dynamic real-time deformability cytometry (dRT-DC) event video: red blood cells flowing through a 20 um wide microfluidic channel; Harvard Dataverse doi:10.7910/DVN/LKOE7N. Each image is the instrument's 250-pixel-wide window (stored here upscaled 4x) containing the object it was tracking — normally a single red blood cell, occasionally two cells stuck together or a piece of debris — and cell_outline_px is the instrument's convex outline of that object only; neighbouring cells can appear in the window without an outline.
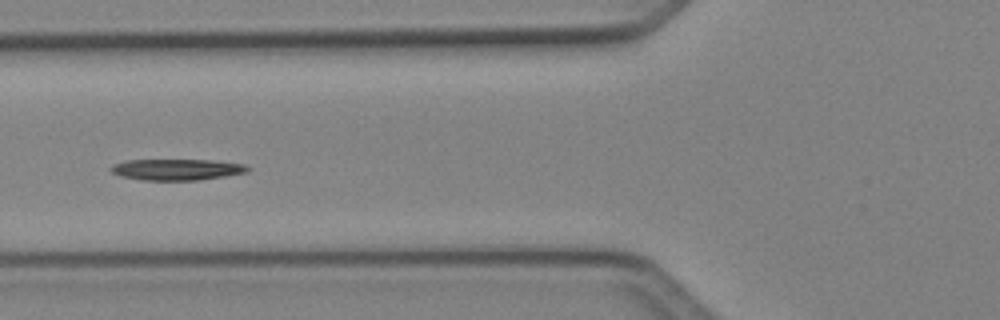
{"species": "Egyptian fruit bat (a non-hibernating species)", "species_latin": "Rousettus aegyptiacus", "temperature_condition": "cold", "stored_images_in_passage": 4, "camera_frame_rate_fps": 3000, "um_per_image_px": 0.085, "animal": {"sex": "female"}, "frame": {"image": 1, "passage_image": 4, "time_ms": 1.0, "image_size_px": [1000, 320], "cell_outline_px": [[252, 168], [248, 172], [224, 176], [196, 180], [144, 180], [120, 176], [112, 172], [108, 168], [112, 164], [128, 160], [212, 160], [244, 164]], "centroid_in_image_um": [15.02, 14.4], "position_along_channel_um": 110.8, "area_um2": 16.88}}